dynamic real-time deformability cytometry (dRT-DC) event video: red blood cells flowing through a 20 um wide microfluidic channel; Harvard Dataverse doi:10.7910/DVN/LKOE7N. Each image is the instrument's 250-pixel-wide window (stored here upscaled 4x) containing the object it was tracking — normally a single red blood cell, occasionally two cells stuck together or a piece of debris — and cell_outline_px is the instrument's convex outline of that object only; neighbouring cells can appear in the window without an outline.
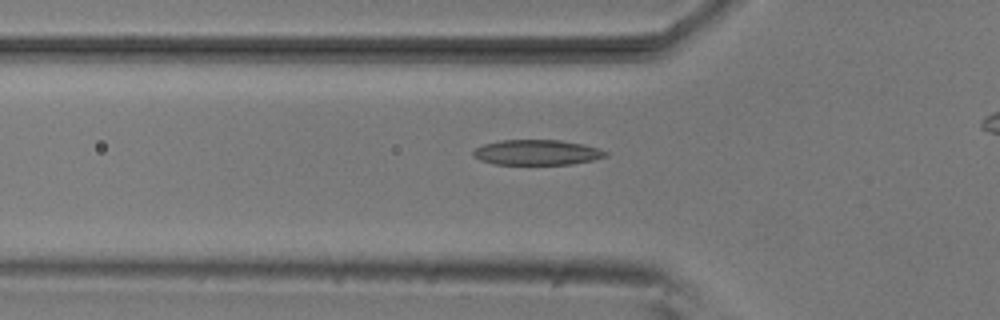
{"species": "common noctule bat (a hibernating species)", "species_latin": "Nyctalus noctula", "temperature_condition": "room temperature", "stored_images_in_passage": 43, "camera_frame_rate_fps": 3000, "um_per_image_px": 0.085, "animal": {"sex": "male", "body_mass_g": 20.5, "forearm_length_mm": 52.5}, "frame": {"image": 1, "passage_image": 17, "time_ms": 5.333, "image_size_px": [1000, 320], "cell_outline_px": [[608, 156], [592, 160], [572, 164], [492, 164], [480, 160], [472, 156], [472, 152], [476, 148], [484, 144], [500, 140], [560, 140], [584, 144], [608, 152]], "centroid_in_image_um": [45.62, 12.95], "position_along_channel_um": 80.2, "area_um2": 19.48}}
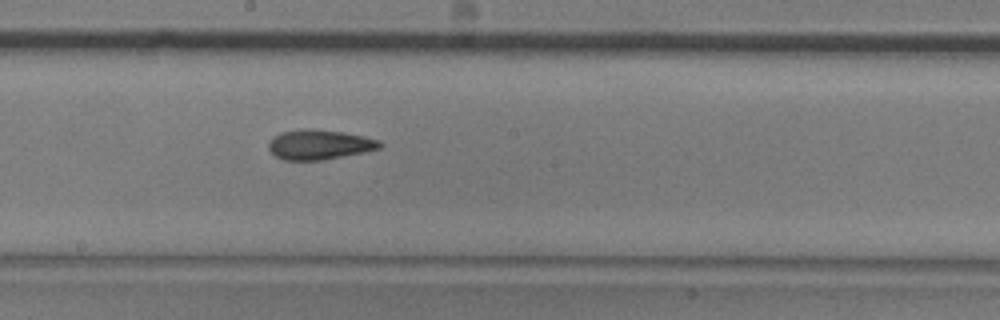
{"frame": {"image": 2, "passage_image": 28, "time_ms": 9.0, "image_size_px": [1000, 320], "cell_outline_px": [[384, 144], [380, 148], [364, 152], [324, 160], [284, 160], [276, 156], [268, 148], [268, 144], [272, 136], [280, 132], [308, 128], [312, 128], [344, 132], [364, 136], [380, 140]], "centroid_in_image_um": [27.16, 12.28], "position_along_channel_um": 221.0, "area_um2": 19.54}}
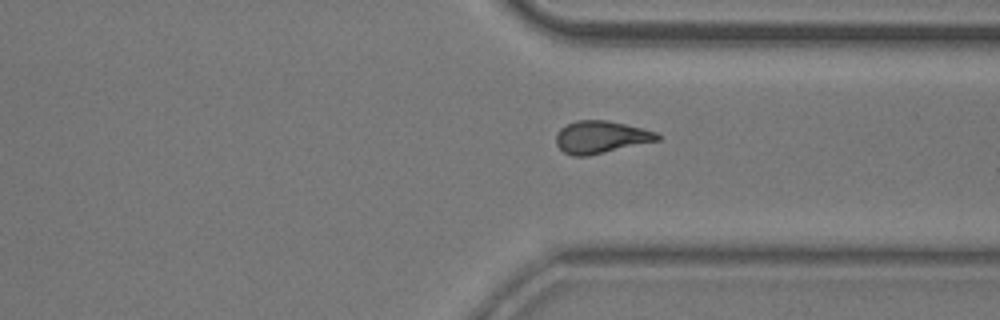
{"frame": {"image": 3, "passage_image": 39, "time_ms": 12.667, "image_size_px": [1000, 320], "cell_outline_px": [[664, 136], [660, 140], [588, 156], [572, 156], [564, 152], [556, 144], [556, 132], [560, 128], [576, 120], [608, 120], [656, 132]], "centroid_in_image_um": [51.08, 11.66], "position_along_channel_um": 360.3, "area_um2": 19.19}}